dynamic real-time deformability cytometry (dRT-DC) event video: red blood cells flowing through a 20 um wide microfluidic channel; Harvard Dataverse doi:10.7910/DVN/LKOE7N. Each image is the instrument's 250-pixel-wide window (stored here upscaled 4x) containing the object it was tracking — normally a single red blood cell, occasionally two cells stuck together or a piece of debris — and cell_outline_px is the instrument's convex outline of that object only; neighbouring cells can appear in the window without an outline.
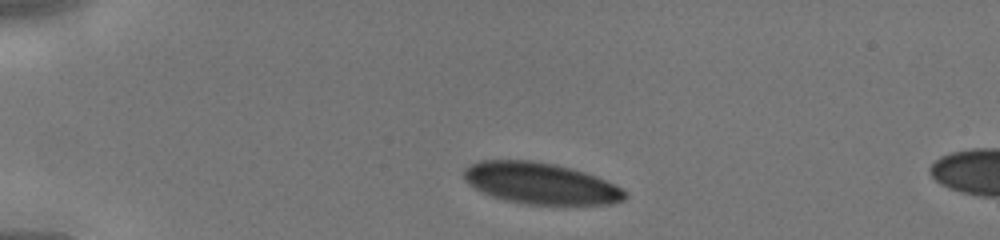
{"species": "human", "species_latin": "Homo sapiens", "temperature_condition": "cold", "stored_images_in_passage": 5, "camera_frame_rate_fps": 3000, "um_per_image_px": 0.085, "donor": {"sex": "male"}, "frame": {"image": 1, "passage_image": 1, "time_ms": 0.0, "image_size_px": [1000, 240], "cell_outline_px": [[628, 196], [624, 200], [612, 204], [524, 204], [504, 200], [492, 196], [468, 184], [464, 176], [464, 168], [480, 160], [532, 160], [556, 164], [572, 168], [596, 176], [620, 188]], "centroid_in_image_um": [45.93, 15.58], "position_along_channel_um": 39.1, "area_um2": 38.61}}